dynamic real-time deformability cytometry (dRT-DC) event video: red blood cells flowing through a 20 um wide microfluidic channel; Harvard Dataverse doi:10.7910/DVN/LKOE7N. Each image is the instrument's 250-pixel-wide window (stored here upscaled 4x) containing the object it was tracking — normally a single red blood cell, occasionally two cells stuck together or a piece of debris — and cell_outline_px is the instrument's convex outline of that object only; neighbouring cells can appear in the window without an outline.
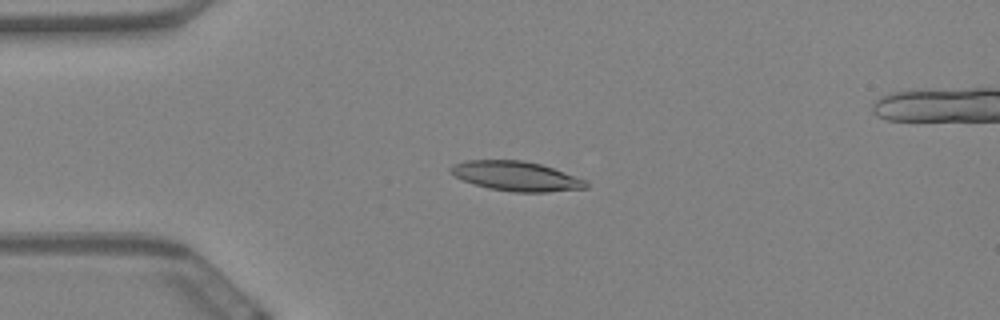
{"species": "Egyptian fruit bat (a non-hibernating species)", "species_latin": "Rousettus aegyptiacus", "temperature_condition": "warm", "stored_images_in_passage": 61, "segment_of_instrument_passage": [1, 2], "camera_frame_rate_fps": 3000, "um_per_image_px": 0.085, "animal": {"sex": "female"}, "frame": {"image": 1, "passage_image": 15, "time_ms": 4.667, "image_size_px": [1000, 320], "cell_outline_px": [[588, 188], [548, 192], [512, 192], [488, 188], [452, 176], [448, 172], [448, 168], [452, 164], [468, 160], [524, 160], [540, 164], [588, 180]], "centroid_in_image_um": [43.86, 14.97], "position_along_channel_um": 41.1, "area_um2": 23.52}}
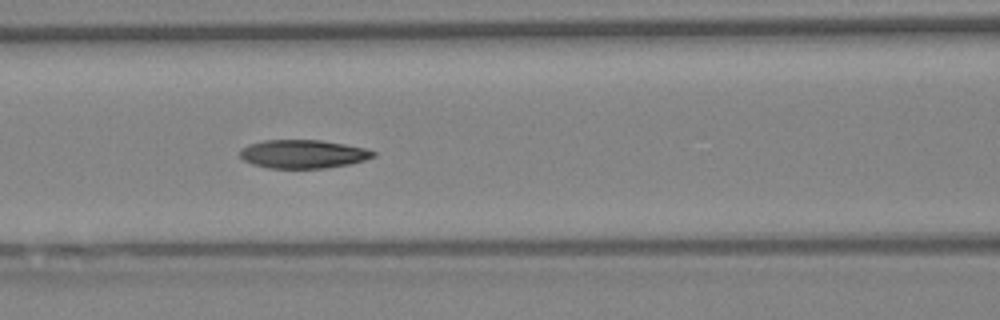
{"frame": {"image": 2, "passage_image": 26, "time_ms": 8.333, "image_size_px": [1000, 320], "cell_outline_px": [[376, 156], [364, 160], [348, 164], [324, 168], [268, 168], [252, 164], [244, 160], [240, 156], [240, 148], [248, 144], [264, 140], [320, 140], [344, 144], [364, 148], [376, 152]], "centroid_in_image_um": [25.73, 13.09], "position_along_channel_um": 140.9, "area_um2": 22.08}}
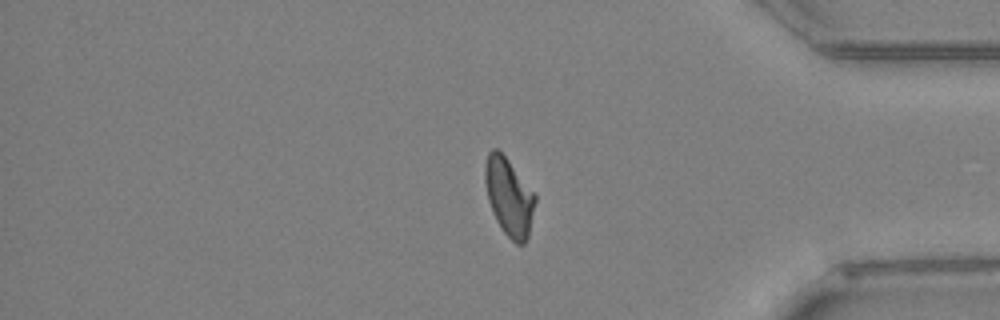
{"frame": {"image": 3, "passage_image": 50, "time_ms": 16.333, "image_size_px": [1000, 320], "cell_outline_px": [[536, 200], [528, 236], [524, 244], [516, 244], [504, 232], [496, 220], [488, 200], [484, 180], [484, 164], [488, 152], [492, 148], [496, 148], [508, 160], [536, 196]], "centroid_in_image_um": [43.24, 16.72], "position_along_channel_um": 392.0, "area_um2": 22.43}}